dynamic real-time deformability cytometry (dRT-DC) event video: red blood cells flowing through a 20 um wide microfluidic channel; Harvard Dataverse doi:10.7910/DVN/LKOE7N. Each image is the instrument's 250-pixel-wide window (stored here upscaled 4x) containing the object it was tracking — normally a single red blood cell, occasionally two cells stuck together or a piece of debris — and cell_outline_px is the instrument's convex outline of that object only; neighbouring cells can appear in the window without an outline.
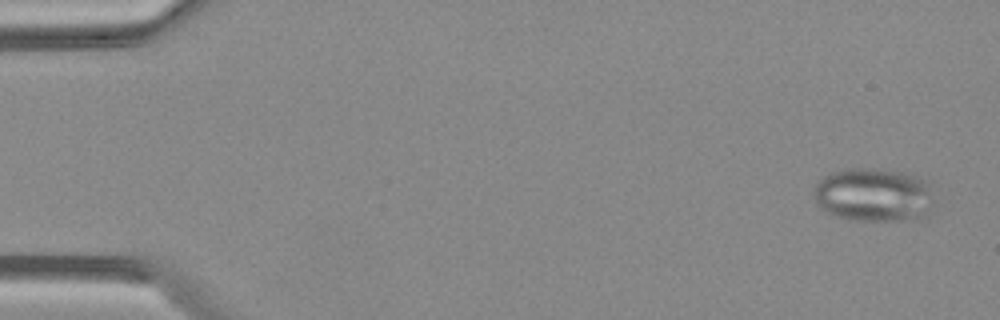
{"species": "Egyptian fruit bat (a non-hibernating species)", "species_latin": "Rousettus aegyptiacus", "temperature_condition": "warm", "stored_images_in_passage": 5, "camera_frame_rate_fps": 3000, "um_per_image_px": 0.085, "animal": {"sex": "female"}, "frame": {"image": 1, "passage_image": 1, "time_ms": 0.0, "image_size_px": [1000, 320], "cell_outline_px": [[932, 204], [928, 216], [924, 220], [852, 220], [836, 216], [820, 208], [812, 192], [816, 184], [824, 176], [832, 172], [856, 168], [864, 168], [900, 172], [920, 176], [928, 180], [932, 200]], "centroid_in_image_um": [74.3, 16.58], "position_along_channel_um": 10.7, "area_um2": 37.86}}